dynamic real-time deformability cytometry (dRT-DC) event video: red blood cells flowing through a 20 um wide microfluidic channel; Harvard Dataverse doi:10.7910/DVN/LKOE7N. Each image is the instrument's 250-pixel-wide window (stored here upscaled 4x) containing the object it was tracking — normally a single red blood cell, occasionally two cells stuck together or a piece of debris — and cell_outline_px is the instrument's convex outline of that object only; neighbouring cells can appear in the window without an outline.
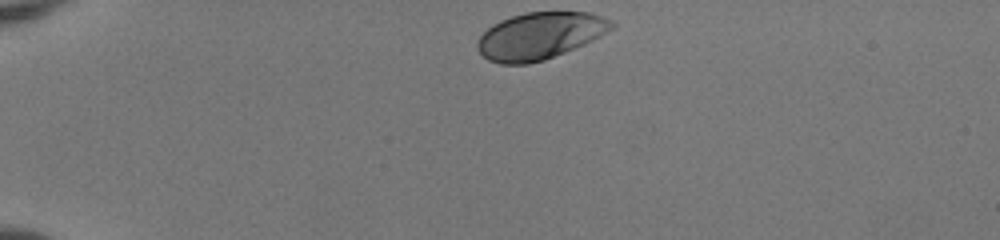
{"species": "human", "species_latin": "Homo sapiens", "temperature_condition": "room temperature", "stored_images_in_passage": 36, "camera_frame_rate_fps": 3000, "um_per_image_px": 0.085, "donor": {"sex": "female"}, "frame": {"image": 1, "passage_image": 1, "time_ms": 0.0, "image_size_px": [1000, 240], "cell_outline_px": [[616, 24], [612, 28], [592, 40], [584, 44], [544, 60], [528, 64], [500, 64], [488, 60], [476, 48], [476, 40], [492, 24], [500, 20], [524, 12], [588, 12], [604, 16], [616, 20]], "centroid_in_image_um": [45.88, 3.03], "position_along_channel_um": 39.1, "area_um2": 36.82}}
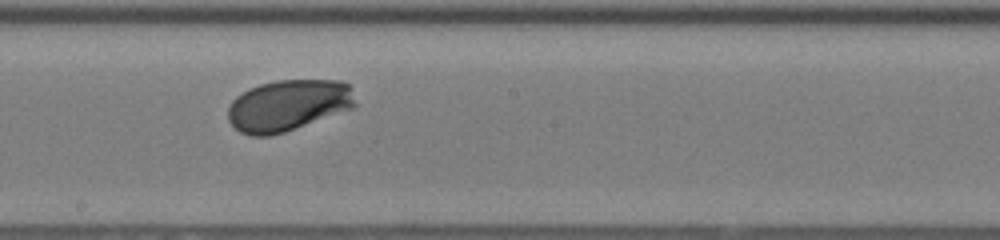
{"frame": {"image": 2, "passage_image": 20, "time_ms": 6.333, "image_size_px": [1000, 240], "cell_outline_px": [[356, 104], [352, 108], [284, 132], [268, 136], [252, 136], [240, 132], [228, 120], [228, 108], [232, 100], [236, 96], [248, 88], [260, 84], [276, 80], [340, 80], [348, 84]], "centroid_in_image_um": [24.45, 8.94], "position_along_channel_um": 223.8, "area_um2": 37.86}}
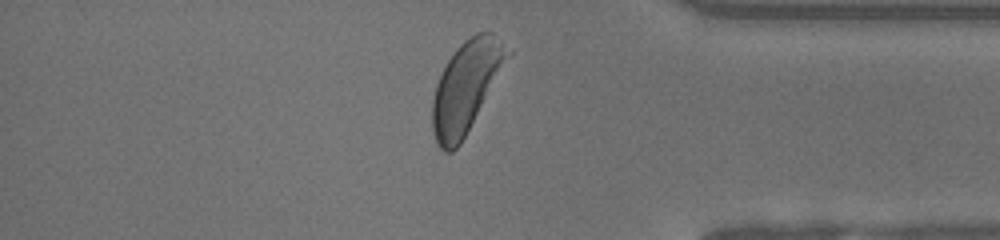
{"frame": {"image": 3, "passage_image": 34, "time_ms": 11.0, "image_size_px": [1000, 240], "cell_outline_px": [[512, 52], [460, 144], [452, 152], [444, 152], [436, 144], [432, 132], [432, 100], [436, 84], [448, 60], [456, 48], [464, 40], [476, 32], [492, 32]], "centroid_in_image_um": [39.58, 7.39], "position_along_channel_um": 395.6, "area_um2": 39.25}, "authors_computed_cell_mechanics": {"area_um2": 37.859, "velocity_mm_per_s": 3.9489, "shape_relaxation_time_tau1_ms": 1.9449, "shape_relaxation_time_tau2_ms": null, "deformation_change_tau1": 0.1178, "deformation_change_tau2": null}}